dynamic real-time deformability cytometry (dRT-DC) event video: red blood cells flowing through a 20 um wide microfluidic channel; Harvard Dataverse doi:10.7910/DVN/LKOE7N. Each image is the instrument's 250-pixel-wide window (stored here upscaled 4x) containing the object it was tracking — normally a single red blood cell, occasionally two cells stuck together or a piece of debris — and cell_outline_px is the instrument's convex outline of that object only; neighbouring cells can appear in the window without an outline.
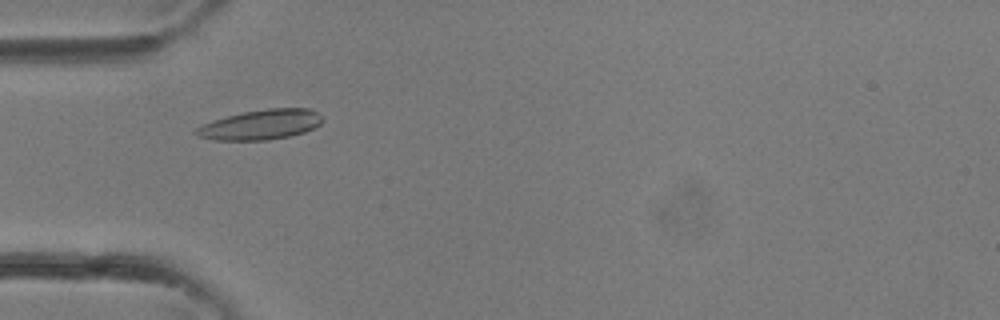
{"species": "common noctule bat (a hibernating species)", "species_latin": "Nyctalus noctula", "temperature_condition": "room temperature", "stored_images_in_passage": 32, "camera_frame_rate_fps": 3000, "um_per_image_px": 0.085, "animal": {"sex": "female"}, "frame": {"image": 1, "passage_image": 9, "time_ms": 2.667, "image_size_px": [1000, 320], "cell_outline_px": [[324, 120], [316, 128], [304, 132], [288, 136], [268, 140], [212, 140], [200, 136], [192, 132], [200, 124], [212, 120], [244, 112], [268, 108], [308, 108], [316, 112]], "centroid_in_image_um": [22.15, 10.6], "position_along_channel_um": 62.9, "area_um2": 22.08}}
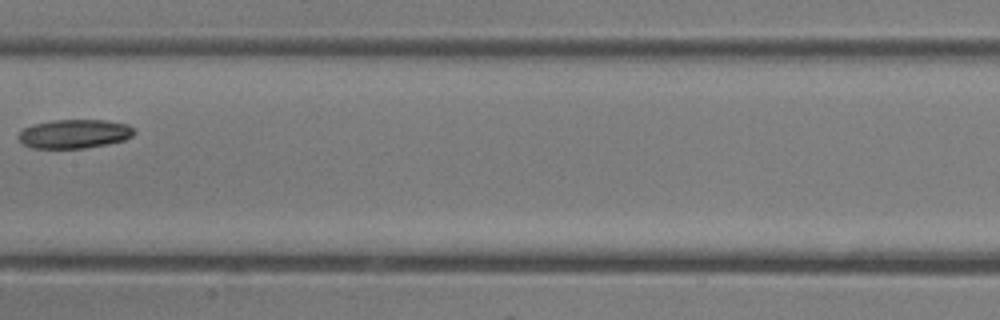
{"frame": {"image": 2, "passage_image": 16, "time_ms": 5.0, "image_size_px": [1000, 320], "cell_outline_px": [[136, 132], [132, 136], [124, 140], [108, 144], [84, 148], [32, 148], [24, 144], [16, 136], [24, 128], [32, 124], [52, 120], [104, 120], [128, 124]], "centroid_in_image_um": [6.32, 11.37], "position_along_channel_um": 201.1, "area_um2": 19.54}}
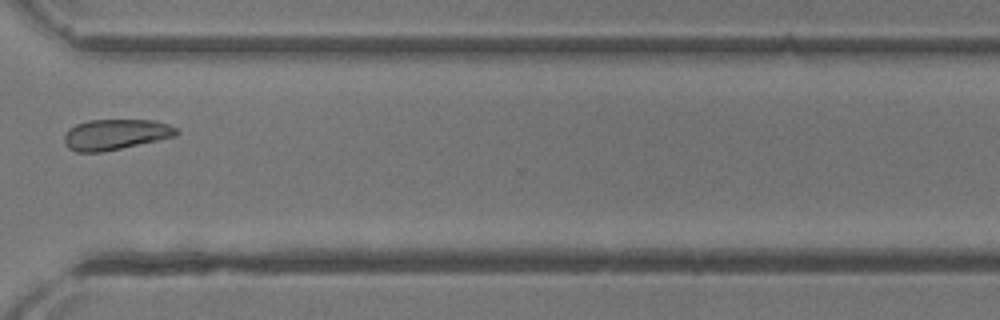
{"frame": {"image": 3, "passage_image": 24, "time_ms": 7.667, "image_size_px": [1000, 320], "cell_outline_px": [[180, 132], [176, 136], [120, 148], [100, 152], [76, 152], [68, 148], [64, 144], [64, 136], [68, 128], [76, 124], [88, 120], [152, 120], [168, 124], [176, 128]], "centroid_in_image_um": [9.78, 11.42], "position_along_channel_um": 360.8, "area_um2": 19.94}}